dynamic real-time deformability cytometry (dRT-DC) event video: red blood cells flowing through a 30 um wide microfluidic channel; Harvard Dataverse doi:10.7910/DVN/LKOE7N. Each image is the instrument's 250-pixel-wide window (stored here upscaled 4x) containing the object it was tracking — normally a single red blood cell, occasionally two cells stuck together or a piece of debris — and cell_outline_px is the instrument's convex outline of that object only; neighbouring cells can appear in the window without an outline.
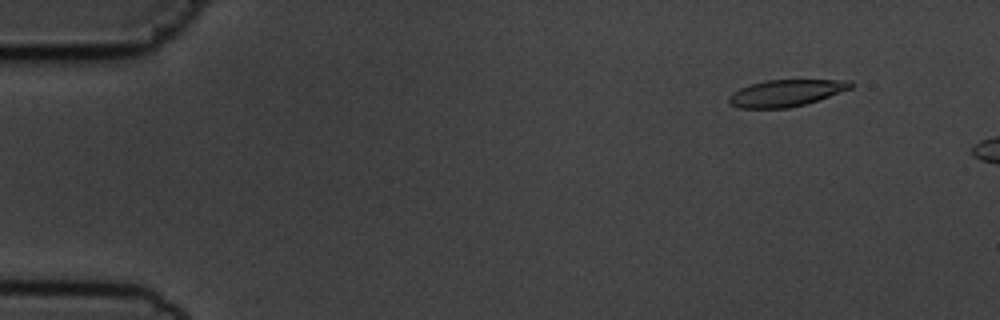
{"species": "common noctule bat (a hibernating species)", "species_latin": "Nyctalus noctula", "temperature_condition": "cold", "stored_images_in_passage": 4, "camera_frame_rate_fps": 3000, "um_per_image_px": 0.085, "animal": {"sex": "male", "body_mass_g": 19.5, "forearm_length_mm": 54.6}, "frame": {"image": 1, "passage_image": 2, "time_ms": 1.0, "image_size_px": [1000, 320], "cell_outline_px": [[856, 84], [852, 88], [820, 100], [788, 108], [740, 108], [728, 104], [728, 96], [732, 92], [740, 88], [764, 80], [852, 80]], "centroid_in_image_um": [66.83, 7.9], "position_along_channel_um": 18.2, "area_um2": 19.19}}